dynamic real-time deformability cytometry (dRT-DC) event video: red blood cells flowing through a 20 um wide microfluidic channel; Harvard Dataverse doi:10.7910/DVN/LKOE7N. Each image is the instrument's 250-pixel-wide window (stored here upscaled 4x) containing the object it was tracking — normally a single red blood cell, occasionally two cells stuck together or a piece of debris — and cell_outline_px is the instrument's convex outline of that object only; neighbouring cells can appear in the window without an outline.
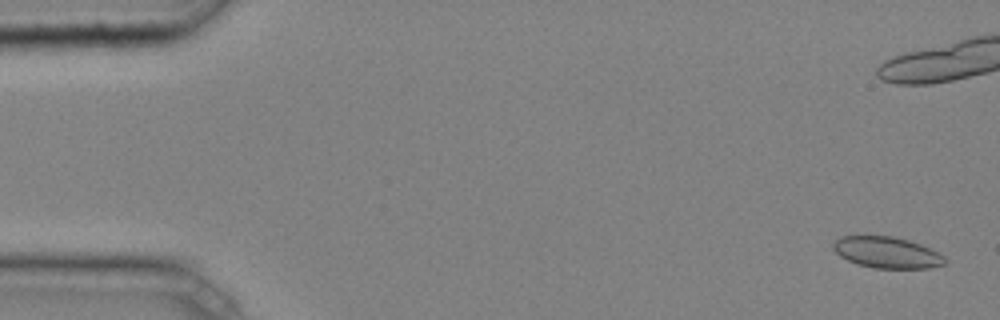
{"species": "common noctule bat (a hibernating species)", "species_latin": "Nyctalus noctula", "temperature_condition": "cold", "stored_images_in_passage": 5, "camera_frame_rate_fps": 3000, "um_per_image_px": 0.085, "animal": {"sex": "male", "body_mass_g": 20.4}, "frame": {"image": 1, "passage_image": 1, "time_ms": 0.0, "image_size_px": [1000, 320], "cell_outline_px": [[948, 264], [928, 268], [872, 268], [856, 264], [840, 256], [832, 248], [832, 244], [840, 236], [892, 236], [908, 240], [920, 244], [944, 256], [948, 260]], "centroid_in_image_um": [75.39, 21.47], "position_along_channel_um": 9.6, "area_um2": 20.4}}